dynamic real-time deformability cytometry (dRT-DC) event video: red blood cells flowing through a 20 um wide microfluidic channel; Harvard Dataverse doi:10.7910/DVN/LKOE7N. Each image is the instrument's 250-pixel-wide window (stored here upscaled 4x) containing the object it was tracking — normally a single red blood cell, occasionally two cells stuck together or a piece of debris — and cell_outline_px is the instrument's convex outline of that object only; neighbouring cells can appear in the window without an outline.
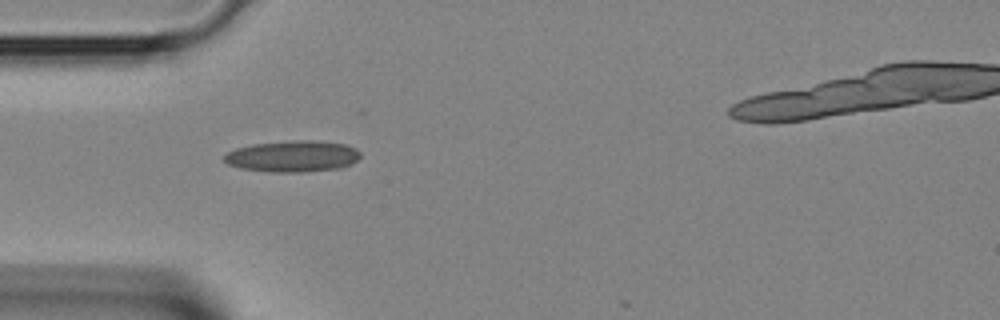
{"species": "Egyptian fruit bat (a non-hibernating species)", "species_latin": "Rousettus aegyptiacus", "temperature_condition": "room temperature", "stored_images_in_passage": 5, "camera_frame_rate_fps": 3000, "um_per_image_px": 0.085, "animal": {"sex": "female"}, "frame": {"image": 1, "passage_image": 3, "time_ms": 0.667, "image_size_px": [1000, 320], "cell_outline_px": [[360, 156], [352, 164], [340, 168], [300, 172], [268, 172], [240, 168], [228, 164], [224, 160], [224, 156], [228, 152], [236, 148], [252, 144], [296, 140], [312, 140], [344, 144], [356, 148], [360, 152]], "centroid_in_image_um": [24.88, 13.28], "position_along_channel_um": 60.1, "area_um2": 24.85}}